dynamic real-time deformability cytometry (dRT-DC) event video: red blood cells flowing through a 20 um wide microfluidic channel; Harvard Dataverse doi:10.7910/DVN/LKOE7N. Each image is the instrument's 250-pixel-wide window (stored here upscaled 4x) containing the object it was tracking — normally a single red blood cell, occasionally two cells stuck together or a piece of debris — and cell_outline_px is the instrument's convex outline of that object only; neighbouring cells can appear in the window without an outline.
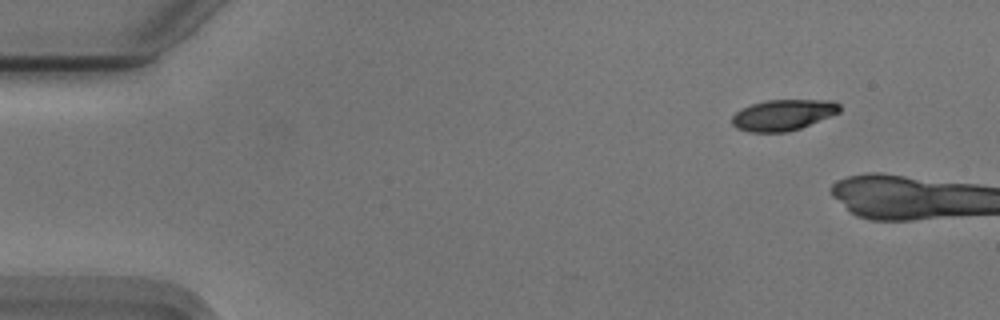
{"species": "Egyptian fruit bat (a non-hibernating species)", "species_latin": "Rousettus aegyptiacus", "temperature_condition": "cold", "stored_images_in_passage": 8, "camera_frame_rate_fps": 3000, "um_per_image_px": 0.085, "animal": {"sex": "male"}, "frame": {"image": 1, "passage_image": 1, "time_ms": 0.0, "image_size_px": [1000, 320], "cell_outline_px": [[840, 112], [800, 128], [784, 132], [748, 132], [736, 128], [732, 124], [732, 116], [740, 108], [764, 100], [832, 100], [840, 104]], "centroid_in_image_um": [66.53, 9.76], "position_along_channel_um": 18.5, "area_um2": 19.42}}